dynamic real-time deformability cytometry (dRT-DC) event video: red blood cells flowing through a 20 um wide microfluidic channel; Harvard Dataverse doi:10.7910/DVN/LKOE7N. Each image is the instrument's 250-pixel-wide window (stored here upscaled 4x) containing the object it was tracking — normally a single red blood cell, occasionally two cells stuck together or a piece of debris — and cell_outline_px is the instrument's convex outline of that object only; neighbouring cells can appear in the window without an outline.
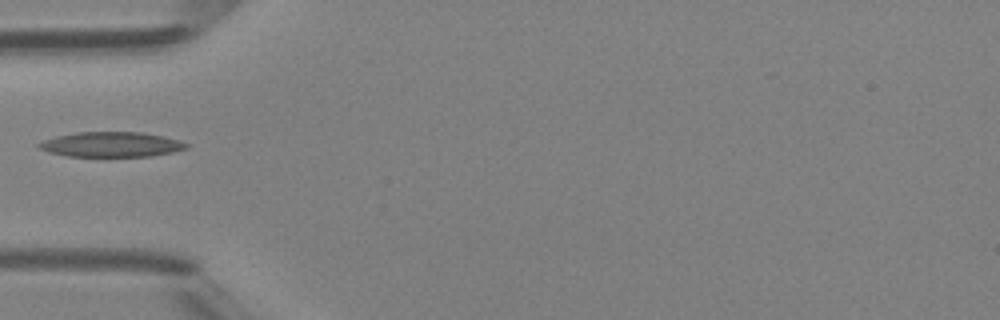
{"species": "Egyptian fruit bat (a non-hibernating species)", "species_latin": "Rousettus aegyptiacus", "temperature_condition": "room temperature", "stored_images_in_passage": 2, "camera_frame_rate_fps": 3000, "um_per_image_px": 0.085, "animal": {"sex": "female"}, "frame": {"image": 1, "passage_image": 2, "time_ms": 1.0, "image_size_px": [1000, 320], "cell_outline_px": [[188, 148], [172, 152], [152, 156], [68, 156], [48, 152], [40, 148], [36, 144], [44, 140], [56, 136], [76, 132], [140, 132], [164, 136], [188, 144]], "centroid_in_image_um": [9.44, 12.27], "position_along_channel_um": 75.6, "area_um2": 21.33}}